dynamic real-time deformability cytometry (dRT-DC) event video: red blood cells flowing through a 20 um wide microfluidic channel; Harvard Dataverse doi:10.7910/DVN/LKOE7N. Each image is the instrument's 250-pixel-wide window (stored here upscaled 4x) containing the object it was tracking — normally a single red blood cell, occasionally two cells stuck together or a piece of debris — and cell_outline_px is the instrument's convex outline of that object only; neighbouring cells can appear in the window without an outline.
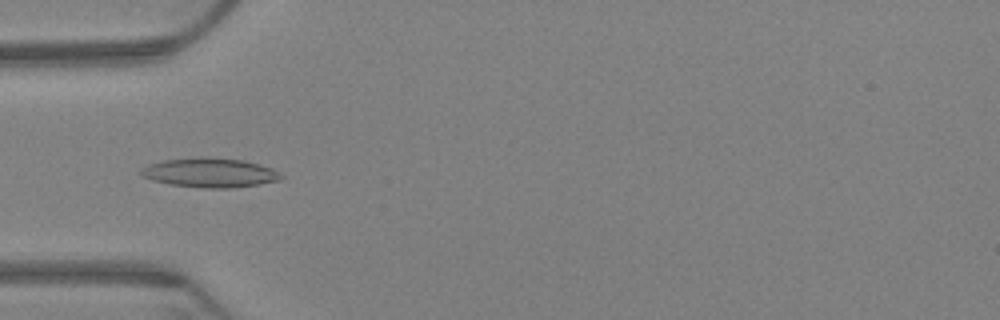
{"species": "Egyptian fruit bat (a non-hibernating species)", "species_latin": "Rousettus aegyptiacus", "temperature_condition": "warm", "stored_images_in_passage": 55, "camera_frame_rate_fps": 3000, "um_per_image_px": 0.085, "animal": {"sex": "female"}, "frame": {"image": 1, "passage_image": 12, "time_ms": 3.667, "image_size_px": [1000, 320], "cell_outline_px": [[284, 176], [280, 180], [260, 184], [232, 188], [204, 188], [168, 184], [152, 180], [140, 176], [140, 172], [148, 164], [164, 160], [244, 160], [260, 164]], "centroid_in_image_um": [17.84, 14.74], "position_along_channel_um": 67.2, "area_um2": 22.83}}
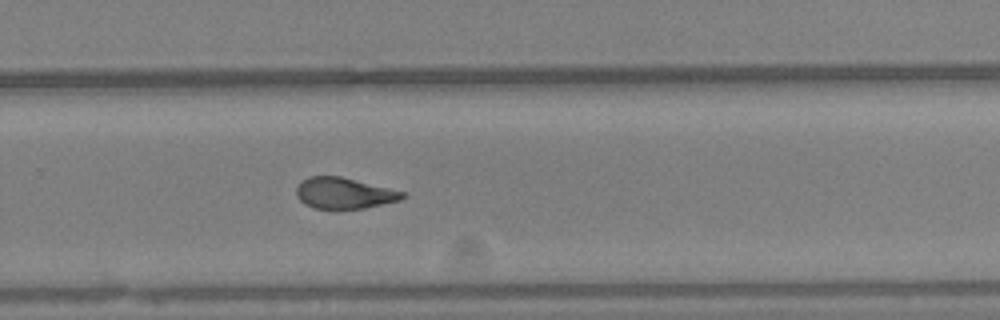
{"frame": {"image": 2, "passage_image": 34, "time_ms": 11.0, "image_size_px": [1000, 320], "cell_outline_px": [[408, 196], [400, 200], [364, 208], [312, 208], [304, 204], [296, 196], [296, 188], [300, 180], [308, 176], [340, 176], [404, 192]], "centroid_in_image_um": [29.2, 16.41], "position_along_channel_um": 300.6, "area_um2": 19.13}}
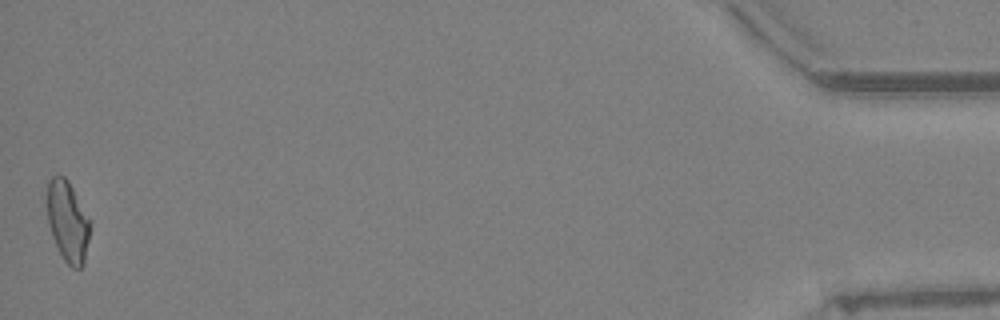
{"frame": {"image": 3, "passage_image": 55, "time_ms": 18.0, "image_size_px": [1000, 320], "cell_outline_px": [[88, 240], [84, 264], [80, 268], [72, 268], [64, 260], [52, 236], [48, 224], [48, 180], [52, 176], [64, 176], [68, 180], [88, 220]], "centroid_in_image_um": [5.72, 18.84], "position_along_channel_um": 429.5, "area_um2": 19.42}, "authors_computed_cell_mechanics": {"area_um2": 20.2878, "velocity_mm_per_s": 3.1988, "shape_relaxation_time_tau1_ms": null, "shape_relaxation_time_tau2_ms": 2.7353, "deformation_change_tau1": null, "deformation_change_tau2": 0.0905}}